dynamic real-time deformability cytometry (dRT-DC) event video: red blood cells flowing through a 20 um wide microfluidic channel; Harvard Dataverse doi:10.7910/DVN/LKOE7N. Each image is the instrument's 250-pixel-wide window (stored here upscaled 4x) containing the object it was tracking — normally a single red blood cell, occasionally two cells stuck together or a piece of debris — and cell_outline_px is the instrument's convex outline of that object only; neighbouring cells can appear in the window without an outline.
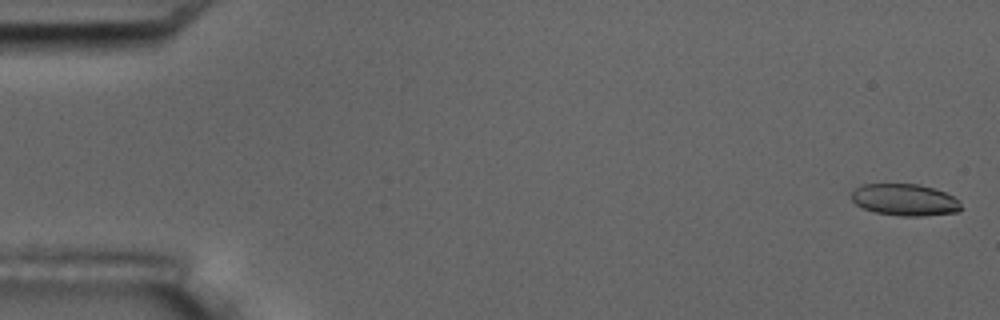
{"species": "common noctule bat (a hibernating species)", "species_latin": "Nyctalus noctula", "temperature_condition": "room temperature", "stored_images_in_passage": 5, "camera_frame_rate_fps": 3000, "um_per_image_px": 0.085, "animal": {"sex": "male", "body_mass_g": 17.5, "forearm_length_mm": 52.3}, "frame": {"image": 1, "passage_image": 1, "time_ms": 0.0, "image_size_px": [1000, 320], "cell_outline_px": [[964, 208], [960, 212], [924, 216], [900, 216], [876, 212], [864, 208], [856, 204], [852, 200], [852, 192], [856, 188], [864, 184], [920, 184], [944, 192], [960, 200]], "centroid_in_image_um": [76.97, 16.99], "position_along_channel_um": 8.0, "area_um2": 20.4}}
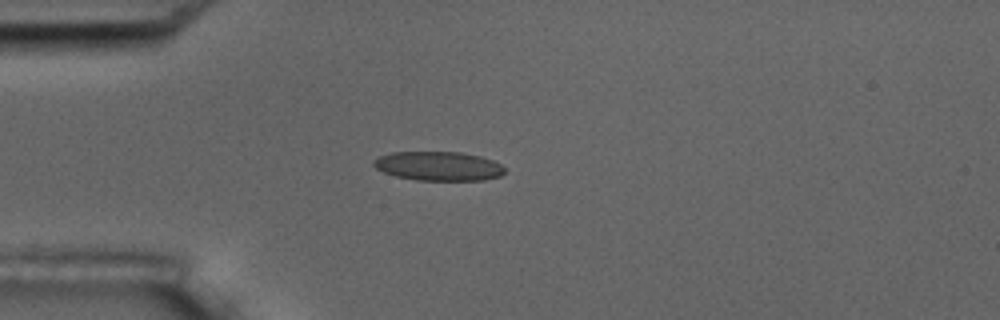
{"frame": {"image": 2, "passage_image": 5, "time_ms": 4.667, "image_size_px": [1000, 320], "cell_outline_px": [[504, 172], [500, 176], [484, 180], [416, 180], [396, 176], [384, 172], [376, 168], [372, 164], [372, 160], [380, 156], [392, 152], [460, 152], [480, 156], [492, 160], [500, 164], [504, 168]], "centroid_in_image_um": [37.26, 14.11], "position_along_channel_um": 47.7, "area_um2": 22.2}}